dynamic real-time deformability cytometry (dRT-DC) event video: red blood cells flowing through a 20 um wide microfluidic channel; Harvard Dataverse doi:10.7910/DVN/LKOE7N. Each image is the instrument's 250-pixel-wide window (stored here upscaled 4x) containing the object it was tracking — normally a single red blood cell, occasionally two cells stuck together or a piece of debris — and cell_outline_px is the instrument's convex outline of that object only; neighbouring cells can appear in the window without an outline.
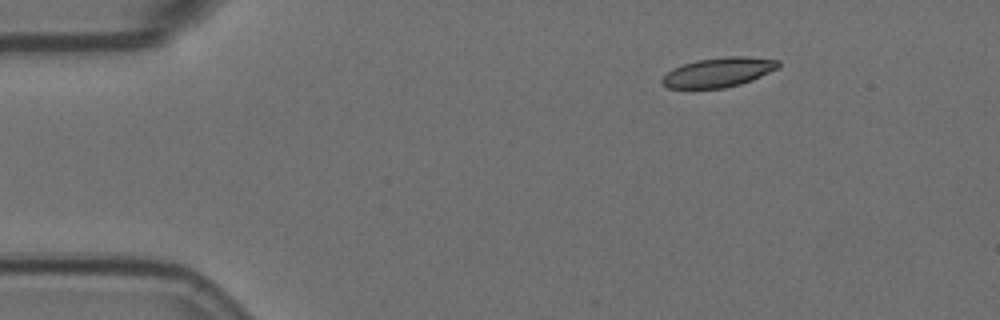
{"species": "Egyptian fruit bat (a non-hibernating species)", "species_latin": "Rousettus aegyptiacus", "temperature_condition": "room temperature", "stored_images_in_passage": 4, "camera_frame_rate_fps": 3000, "um_per_image_px": 0.085, "animal": {"sex": "female"}, "frame": {"image": 1, "passage_image": 1, "time_ms": 0.0, "image_size_px": [1000, 320], "cell_outline_px": [[780, 64], [776, 68], [752, 80], [740, 84], [724, 88], [668, 88], [660, 84], [660, 80], [672, 68], [696, 60], [728, 56], [744, 56], [780, 60]], "centroid_in_image_um": [61.03, 6.14], "position_along_channel_um": 24.0, "area_um2": 19.88}}
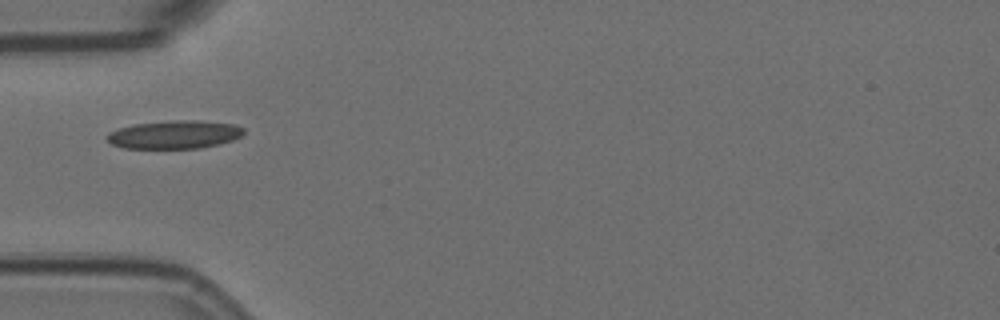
{"frame": {"image": 2, "passage_image": 4, "time_ms": 1.0, "image_size_px": [1000, 320], "cell_outline_px": [[244, 132], [240, 136], [232, 140], [220, 144], [196, 148], [124, 148], [112, 144], [104, 136], [108, 132], [132, 124], [172, 120], [196, 120], [236, 124], [244, 128]], "centroid_in_image_um": [14.82, 11.43], "position_along_channel_um": 70.2, "area_um2": 22.54}}